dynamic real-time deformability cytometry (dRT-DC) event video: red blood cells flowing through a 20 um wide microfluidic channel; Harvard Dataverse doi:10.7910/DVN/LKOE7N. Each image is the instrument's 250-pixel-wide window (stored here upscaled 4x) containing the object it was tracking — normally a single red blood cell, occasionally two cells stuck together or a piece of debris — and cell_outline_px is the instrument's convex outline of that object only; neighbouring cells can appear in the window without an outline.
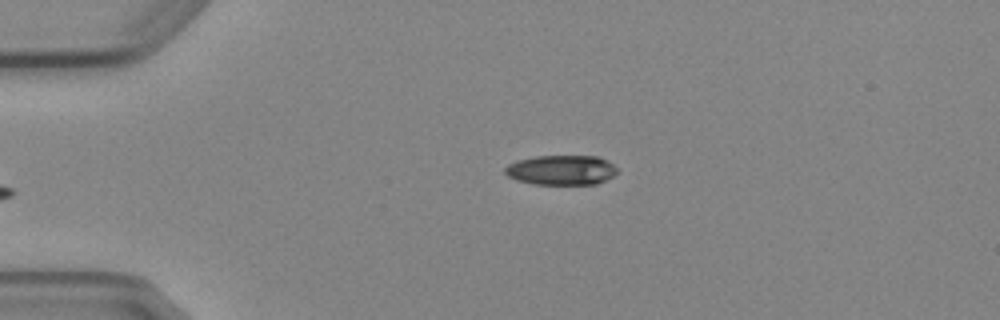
{"species": "Egyptian fruit bat (a non-hibernating species)", "species_latin": "Rousettus aegyptiacus", "temperature_condition": "cold", "stored_images_in_passage": 4, "camera_frame_rate_fps": 3000, "um_per_image_px": 0.085, "animal": {"sex": "female"}, "frame": {"image": 1, "passage_image": 4, "time_ms": 3.333, "image_size_px": [1000, 320], "cell_outline_px": [[616, 172], [612, 176], [596, 184], [532, 184], [516, 180], [508, 176], [504, 172], [504, 168], [508, 164], [516, 160], [536, 156], [600, 156], [612, 164], [616, 168]], "centroid_in_image_um": [47.67, 14.45], "position_along_channel_um": 37.3, "area_um2": 19.48}}